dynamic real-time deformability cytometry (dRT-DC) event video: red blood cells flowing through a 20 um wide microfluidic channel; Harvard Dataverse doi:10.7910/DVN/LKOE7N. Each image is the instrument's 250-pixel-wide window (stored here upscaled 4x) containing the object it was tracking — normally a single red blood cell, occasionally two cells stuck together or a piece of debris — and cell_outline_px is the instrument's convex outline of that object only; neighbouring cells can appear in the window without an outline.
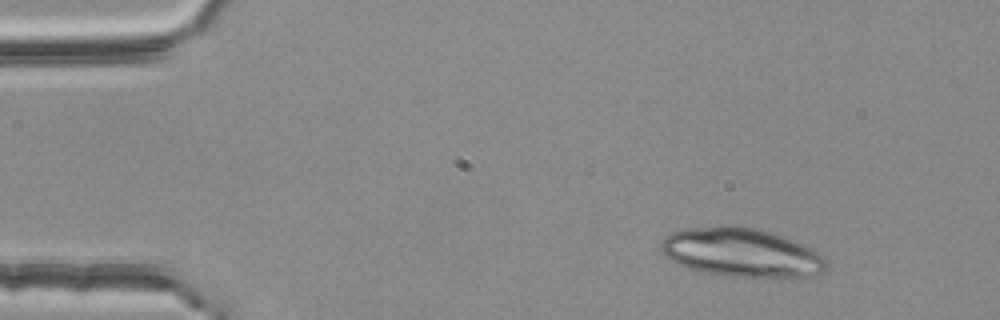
{"species": "common noctule bat (a hibernating species)", "species_latin": "Nyctalus noctula", "temperature_condition": "room temperature", "stored_images_in_passage": 3, "camera_frame_rate_fps": 3000, "um_per_image_px": 0.085, "animal": {"sex": "female", "body_mass_g": 25.1}, "frame": {"image": 1, "passage_image": 1, "time_ms": 0.0, "image_size_px": [1000, 320], "cell_outline_px": [[828, 268], [820, 276], [800, 280], [792, 280], [732, 276], [704, 272], [688, 268], [676, 264], [668, 260], [664, 256], [660, 248], [660, 244], [664, 236], [672, 232], [688, 228], [720, 224], [736, 224], [760, 228], [784, 236], [804, 244], [812, 248], [824, 256], [828, 260]], "centroid_in_image_um": [63.13, 21.49], "position_along_channel_um": 21.9, "area_um2": 49.36}}